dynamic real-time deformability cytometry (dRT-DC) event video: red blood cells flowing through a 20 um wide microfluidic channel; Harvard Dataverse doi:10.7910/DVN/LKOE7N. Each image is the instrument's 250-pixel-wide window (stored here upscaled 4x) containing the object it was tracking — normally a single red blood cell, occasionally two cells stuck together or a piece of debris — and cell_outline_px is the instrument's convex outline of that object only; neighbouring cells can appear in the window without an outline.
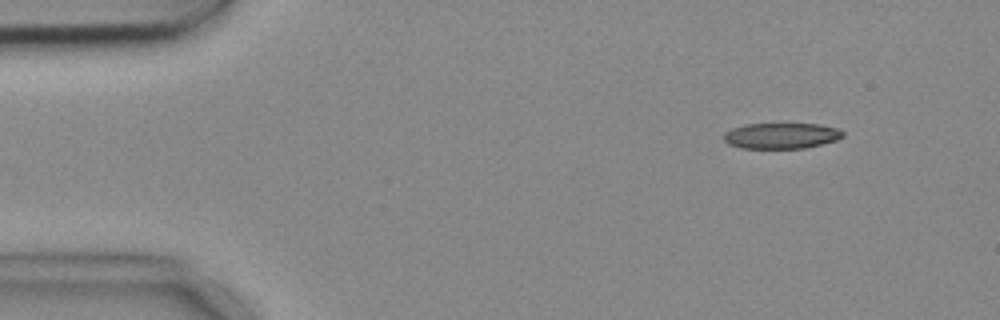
{"species": "common noctule bat (a hibernating species)", "species_latin": "Nyctalus noctula", "temperature_condition": "cold", "stored_images_in_passage": 3, "camera_frame_rate_fps": 3000, "um_per_image_px": 0.085, "animal": {"sex": "female", "body_mass_g": 18.4}, "frame": {"image": 1, "passage_image": 1, "time_ms": 0.0, "image_size_px": [1000, 320], "cell_outline_px": [[844, 136], [836, 140], [804, 148], [740, 148], [728, 144], [724, 140], [724, 132], [732, 128], [748, 124], [820, 124], [836, 128], [844, 132]], "centroid_in_image_um": [66.39, 11.54], "position_along_channel_um": 18.6, "area_um2": 17.8}}
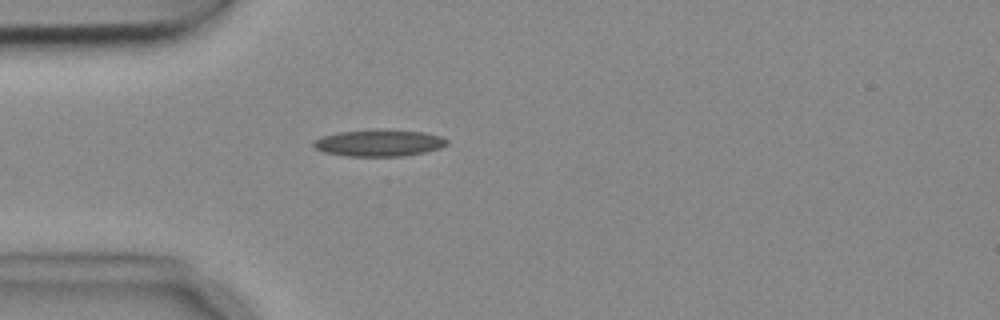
{"frame": {"image": 2, "passage_image": 3, "time_ms": 0.667, "image_size_px": [1000, 320], "cell_outline_px": [[448, 144], [440, 148], [424, 152], [400, 156], [348, 156], [324, 152], [316, 148], [312, 144], [320, 136], [340, 132], [424, 132], [440, 136], [448, 140]], "centroid_in_image_um": [32.22, 12.19], "position_along_channel_um": 52.8, "area_um2": 19.65}}